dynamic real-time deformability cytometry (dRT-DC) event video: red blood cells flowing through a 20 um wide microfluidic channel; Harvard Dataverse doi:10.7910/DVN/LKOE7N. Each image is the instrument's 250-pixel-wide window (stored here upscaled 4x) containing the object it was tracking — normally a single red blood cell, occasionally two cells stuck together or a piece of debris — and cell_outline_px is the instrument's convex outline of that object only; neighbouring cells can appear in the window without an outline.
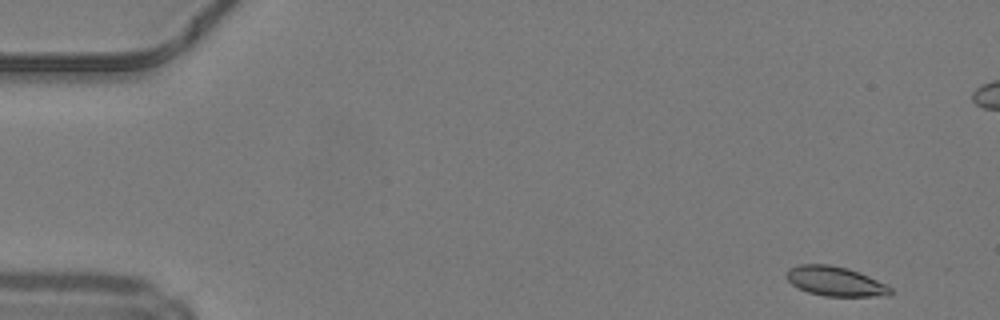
{"species": "common noctule bat (a hibernating species)", "species_latin": "Nyctalus noctula", "temperature_condition": "warm", "stored_images_in_passage": 48, "camera_frame_rate_fps": 3000, "um_per_image_px": 0.085, "animal": {"sex": "male", "body_mass_g": 19.2, "forearm_length_mm": 51.8}, "frame": {"image": 1, "passage_image": 1, "time_ms": 0.0, "image_size_px": [1000, 320], "cell_outline_px": [[892, 292], [888, 296], [824, 296], [808, 292], [792, 284], [784, 276], [784, 272], [788, 268], [796, 264], [828, 264], [848, 268], [868, 276], [892, 288]], "centroid_in_image_um": [70.94, 23.9], "position_along_channel_um": 14.1, "area_um2": 17.98}}
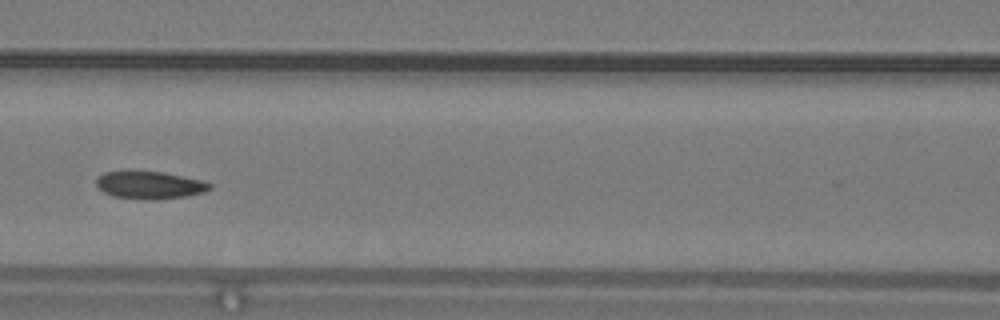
{"frame": {"image": 2, "passage_image": 20, "time_ms": 6.333, "image_size_px": [1000, 320], "cell_outline_px": [[212, 188], [204, 192], [184, 196], [152, 200], [144, 200], [112, 196], [104, 192], [96, 184], [96, 176], [104, 172], [128, 168], [132, 168], [164, 172], [204, 180], [212, 184]], "centroid_in_image_um": [12.67, 15.68], "position_along_channel_um": 153.9, "area_um2": 19.13}}
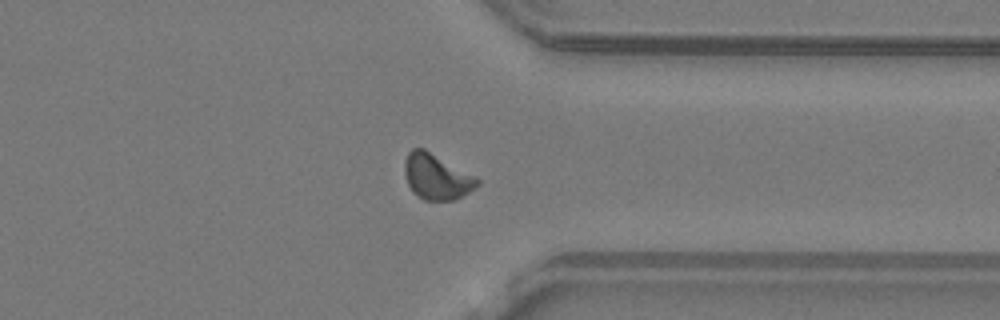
{"frame": {"image": 3, "passage_image": 36, "time_ms": 11.667, "image_size_px": [1000, 320], "cell_outline_px": [[480, 184], [476, 188], [456, 200], [424, 200], [412, 192], [408, 184], [404, 172], [404, 160], [408, 152], [412, 148], [424, 148], [480, 180]], "centroid_in_image_um": [37.08, 15.03], "position_along_channel_um": 374.3, "area_um2": 19.19}, "authors_computed_cell_mechanics": {"area_um2": 18.1781, "velocity_mm_per_s": 4.1907, "shape_relaxation_time_tau1_ms": 6.648, "shape_relaxation_time_tau2_ms": 3.6092, "deformation_change_tau1": 0.1754, "deformation_change_tau2": 0.0729}}